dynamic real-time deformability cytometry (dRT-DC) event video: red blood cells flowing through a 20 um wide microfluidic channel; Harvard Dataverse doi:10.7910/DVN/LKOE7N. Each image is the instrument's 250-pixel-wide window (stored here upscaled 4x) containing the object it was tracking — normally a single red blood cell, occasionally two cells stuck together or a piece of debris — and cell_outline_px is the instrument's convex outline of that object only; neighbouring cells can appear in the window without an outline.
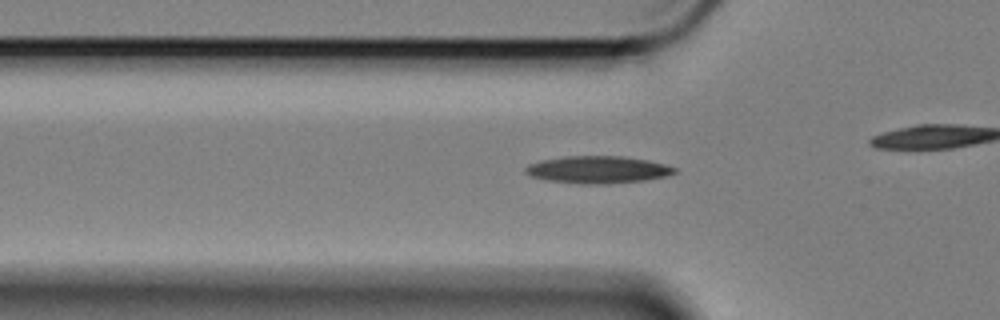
{"species": "Egyptian fruit bat (a non-hibernating species)", "species_latin": "Rousettus aegyptiacus", "temperature_condition": "cold", "stored_images_in_passage": 34, "camera_frame_rate_fps": 3000, "um_per_image_px": 0.085, "animal": {"sex": "female"}, "frame": {"image": 1, "passage_image": 5, "time_ms": 1.333, "image_size_px": [1000, 320], "cell_outline_px": [[676, 172], [668, 176], [644, 180], [608, 184], [580, 184], [548, 180], [532, 176], [524, 172], [524, 168], [528, 164], [540, 160], [564, 156], [624, 156], [648, 160], [664, 164], [676, 168]], "centroid_in_image_um": [50.8, 14.42], "position_along_channel_um": 75.0, "area_um2": 23.81}}
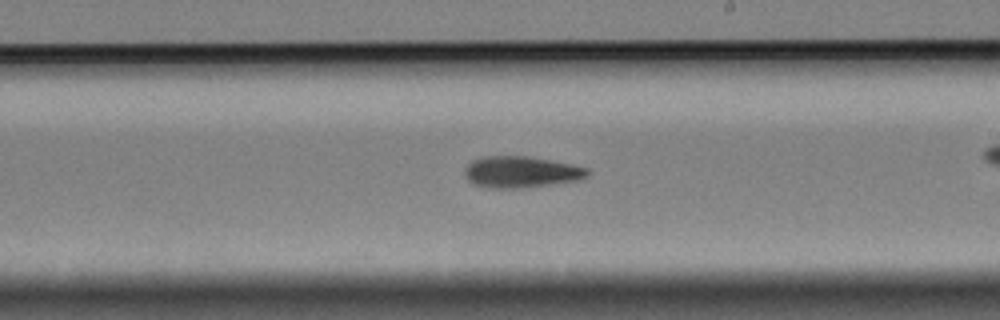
{"frame": {"image": 2, "passage_image": 20, "time_ms": 6.333, "image_size_px": [1000, 320], "cell_outline_px": [[588, 176], [580, 180], [524, 188], [488, 188], [476, 184], [468, 180], [464, 172], [464, 168], [472, 160], [480, 156], [524, 156], [548, 160], [588, 168]], "centroid_in_image_um": [44.26, 14.62], "position_along_channel_um": 244.7, "area_um2": 22.37}}
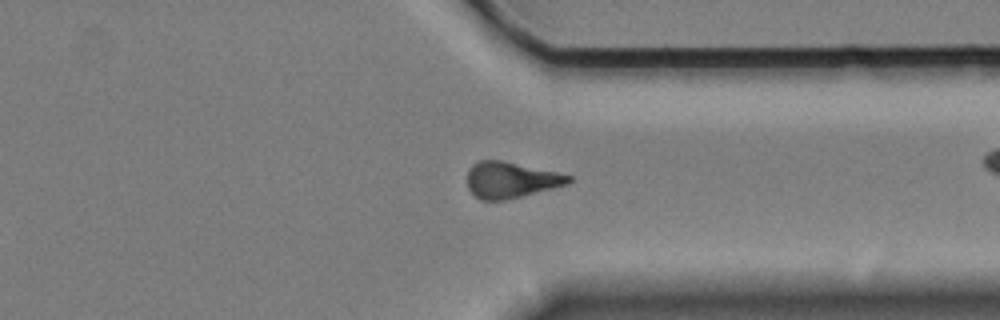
{"frame": {"image": 3, "passage_image": 31, "time_ms": 10.0, "image_size_px": [1000, 320], "cell_outline_px": [[572, 180], [568, 184], [504, 200], [480, 200], [468, 188], [468, 172], [472, 164], [480, 160], [500, 160], [556, 172], [572, 176]], "centroid_in_image_um": [43.4, 15.29], "position_along_channel_um": 368.0, "area_um2": 20.92}}